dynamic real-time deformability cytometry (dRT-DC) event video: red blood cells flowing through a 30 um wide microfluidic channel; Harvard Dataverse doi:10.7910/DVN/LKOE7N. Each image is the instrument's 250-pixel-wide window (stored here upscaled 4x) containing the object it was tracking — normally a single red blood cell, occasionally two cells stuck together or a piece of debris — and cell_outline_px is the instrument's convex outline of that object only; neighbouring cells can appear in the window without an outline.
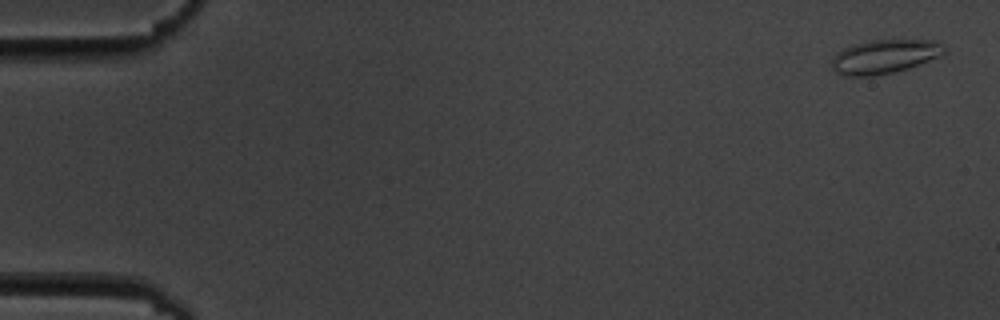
{"species": "common noctule bat (a hibernating species)", "species_latin": "Nyctalus noctula", "temperature_condition": "cold", "stored_images_in_passage": 15, "camera_frame_rate_fps": 3000, "um_per_image_px": 0.085, "animal": {"sex": "male", "body_mass_g": 19.5, "forearm_length_mm": 54.6}, "frame": {"image": 1, "passage_image": 1, "time_ms": 0.0, "image_size_px": [1000, 320], "cell_outline_px": [[944, 52], [928, 60], [908, 68], [892, 72], [872, 76], [848, 76], [836, 72], [832, 68], [832, 60], [844, 48], [856, 44], [872, 40], [928, 40], [940, 44], [944, 48]], "centroid_in_image_um": [75.14, 4.81], "position_along_channel_um": 9.9, "area_um2": 21.44}}
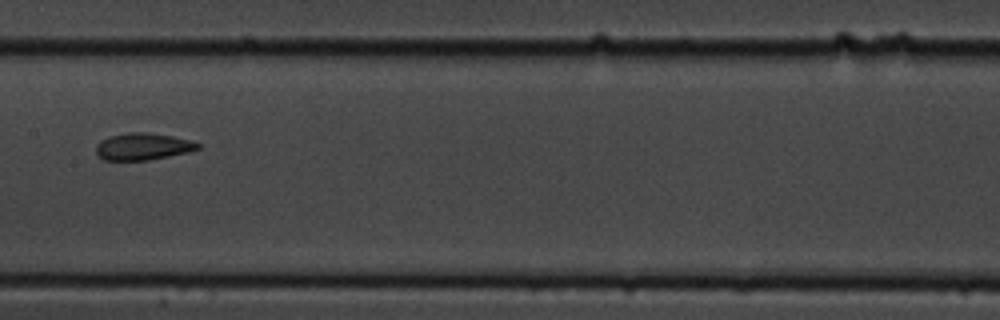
{"frame": {"image": 2, "passage_image": 8, "time_ms": 9.333, "image_size_px": [1000, 320], "cell_outline_px": [[200, 148], [188, 152], [148, 160], [104, 160], [96, 156], [96, 144], [100, 140], [108, 136], [124, 132], [148, 132], [172, 136], [188, 140], [200, 144]], "centroid_in_image_um": [12.07, 12.45], "position_along_channel_um": 195.3, "area_um2": 16.13}}
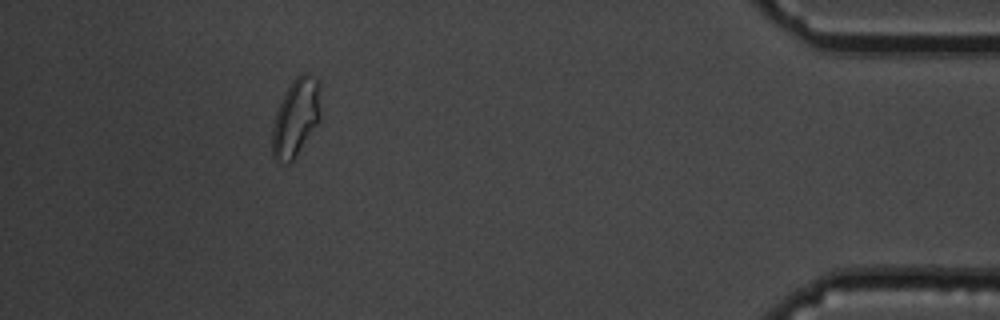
{"frame": {"image": 3, "passage_image": 14, "time_ms": 17.0, "image_size_px": [1000, 320], "cell_outline_px": [[320, 120], [296, 156], [288, 164], [276, 160], [272, 156], [272, 124], [276, 112], [292, 80], [296, 76], [304, 72], [308, 72], [320, 84]], "centroid_in_image_um": [25.15, 9.99], "position_along_channel_um": 410.0, "area_um2": 21.91}, "authors_computed_cell_mechanics": {"area_um2": 16.5308, "velocity_mm_per_s": 3.4912, "shape_relaxation_time_tau1_ms": 4.3788, "shape_relaxation_time_tau2_ms": 2.513, "deformation_change_tau1": 0.1056, "deformation_change_tau2": 0.0354}}